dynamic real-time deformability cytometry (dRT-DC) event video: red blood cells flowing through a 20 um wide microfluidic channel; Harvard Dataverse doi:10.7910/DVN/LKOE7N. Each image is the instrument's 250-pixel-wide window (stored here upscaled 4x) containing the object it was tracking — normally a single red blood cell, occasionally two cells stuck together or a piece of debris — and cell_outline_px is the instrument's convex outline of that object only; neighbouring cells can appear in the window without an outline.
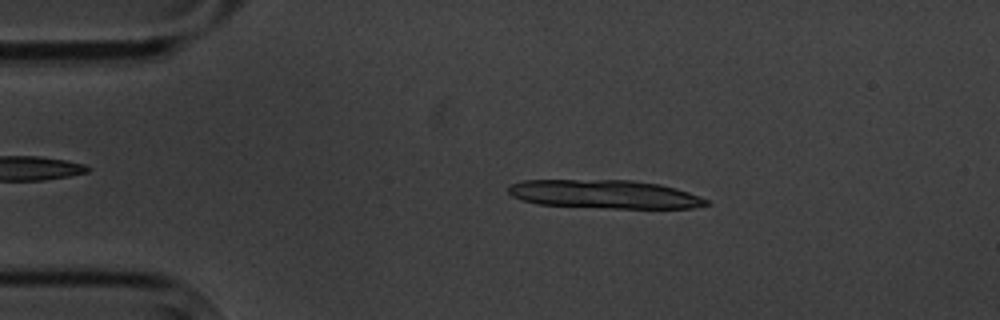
{"species": "common noctule bat (a hibernating species)", "species_latin": "Nyctalus noctula", "temperature_condition": "cold", "stored_images_in_passage": 3, "camera_frame_rate_fps": 3000, "um_per_image_px": 0.085, "animal": {"sex": "male", "body_mass_g": 20.1, "forearm_length_mm": 53.5}, "frame": {"image": 1, "passage_image": 2, "time_ms": 1.0, "image_size_px": [1000, 320], "cell_outline_px": [[708, 204], [692, 208], [604, 208], [536, 204], [512, 196], [508, 192], [508, 188], [512, 184], [524, 180], [632, 180], [660, 184], [676, 188], [700, 196], [708, 200]], "centroid_in_image_um": [51.4, 16.51], "position_along_channel_um": 33.6, "area_um2": 32.89}}